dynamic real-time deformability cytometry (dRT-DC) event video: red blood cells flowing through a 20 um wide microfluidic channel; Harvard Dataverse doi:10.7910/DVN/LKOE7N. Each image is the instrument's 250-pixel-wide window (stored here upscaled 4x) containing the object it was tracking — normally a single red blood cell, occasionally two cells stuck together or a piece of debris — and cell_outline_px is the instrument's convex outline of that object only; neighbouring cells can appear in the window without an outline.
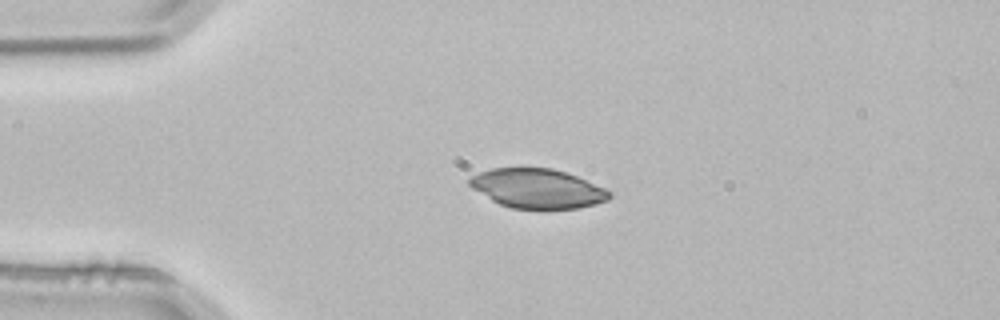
{"species": "common noctule bat (a hibernating species)", "species_latin": "Nyctalus noctula", "temperature_condition": "room temperature", "stored_images_in_passage": 41, "camera_frame_rate_fps": 3000, "um_per_image_px": 0.085, "animal": {"sex": "male", "body_mass_g": 21.5, "forearm_length_mm": 52.0}, "frame": {"image": 1, "passage_image": 1, "time_ms": 0.0, "image_size_px": [1000, 320], "cell_outline_px": [[612, 196], [608, 200], [596, 204], [576, 208], [544, 212], [512, 208], [500, 204], [492, 200], [472, 188], [468, 184], [468, 180], [472, 176], [480, 172], [492, 168], [552, 168], [576, 176], [604, 188], [612, 192]], "centroid_in_image_um": [45.7, 16.07], "position_along_channel_um": 39.3, "area_um2": 32.66}}
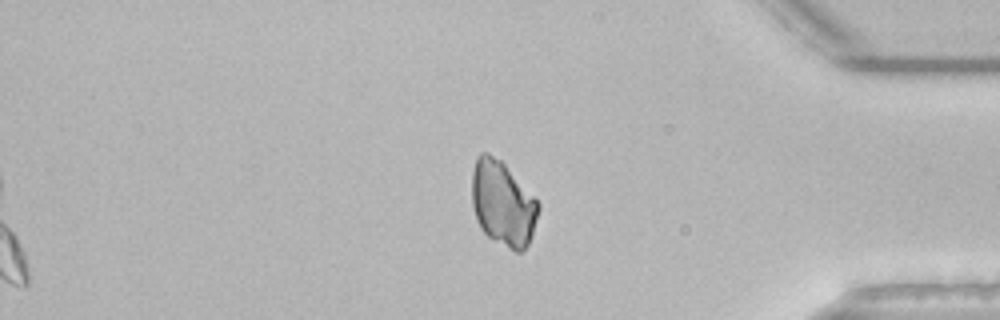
{"frame": {"image": 2, "passage_image": 33, "time_ms": 10.667, "image_size_px": [1000, 320], "cell_outline_px": [[540, 208], [528, 244], [520, 252], [516, 252], [508, 248], [488, 236], [480, 228], [476, 220], [472, 208], [472, 172], [476, 156], [480, 152], [488, 152], [500, 160], [504, 164], [536, 200]], "centroid_in_image_um": [42.69, 17.29], "position_along_channel_um": 392.5, "area_um2": 32.54}}